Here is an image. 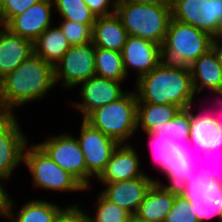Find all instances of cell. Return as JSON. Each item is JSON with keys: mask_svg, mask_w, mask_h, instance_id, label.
<instances>
[{"mask_svg": "<svg viewBox=\"0 0 222 222\" xmlns=\"http://www.w3.org/2000/svg\"><path fill=\"white\" fill-rule=\"evenodd\" d=\"M163 163L164 173L190 201V212L198 222L214 217L222 222V184L210 179L206 170L190 160L163 159Z\"/></svg>", "mask_w": 222, "mask_h": 222, "instance_id": "6da1fadb", "label": "cell"}, {"mask_svg": "<svg viewBox=\"0 0 222 222\" xmlns=\"http://www.w3.org/2000/svg\"><path fill=\"white\" fill-rule=\"evenodd\" d=\"M54 86V66L33 53L3 77L0 111L14 114L16 107L43 99Z\"/></svg>", "mask_w": 222, "mask_h": 222, "instance_id": "7a4b0ae2", "label": "cell"}, {"mask_svg": "<svg viewBox=\"0 0 222 222\" xmlns=\"http://www.w3.org/2000/svg\"><path fill=\"white\" fill-rule=\"evenodd\" d=\"M138 103L175 104L183 111L196 98L190 69L164 68L159 64L135 81Z\"/></svg>", "mask_w": 222, "mask_h": 222, "instance_id": "3957f363", "label": "cell"}, {"mask_svg": "<svg viewBox=\"0 0 222 222\" xmlns=\"http://www.w3.org/2000/svg\"><path fill=\"white\" fill-rule=\"evenodd\" d=\"M192 106L183 111L180 134L170 148L162 153V159L191 160L206 149H222V133L215 115L212 112L209 115L205 110L194 114V103Z\"/></svg>", "mask_w": 222, "mask_h": 222, "instance_id": "277c9868", "label": "cell"}, {"mask_svg": "<svg viewBox=\"0 0 222 222\" xmlns=\"http://www.w3.org/2000/svg\"><path fill=\"white\" fill-rule=\"evenodd\" d=\"M183 110L175 104L138 103L137 130L149 137L154 159L164 172L162 153L177 140L181 131Z\"/></svg>", "mask_w": 222, "mask_h": 222, "instance_id": "5b68a950", "label": "cell"}, {"mask_svg": "<svg viewBox=\"0 0 222 222\" xmlns=\"http://www.w3.org/2000/svg\"><path fill=\"white\" fill-rule=\"evenodd\" d=\"M212 46V37L198 28L171 18L159 47V65L164 68L190 69V65Z\"/></svg>", "mask_w": 222, "mask_h": 222, "instance_id": "8992f818", "label": "cell"}, {"mask_svg": "<svg viewBox=\"0 0 222 222\" xmlns=\"http://www.w3.org/2000/svg\"><path fill=\"white\" fill-rule=\"evenodd\" d=\"M115 13L122 21L128 35L161 45L165 39L170 20L171 8L118 0Z\"/></svg>", "mask_w": 222, "mask_h": 222, "instance_id": "52a82bcc", "label": "cell"}, {"mask_svg": "<svg viewBox=\"0 0 222 222\" xmlns=\"http://www.w3.org/2000/svg\"><path fill=\"white\" fill-rule=\"evenodd\" d=\"M137 106L135 90L127 91L116 101L93 110L84 120L118 144H129L137 132Z\"/></svg>", "mask_w": 222, "mask_h": 222, "instance_id": "ba28073f", "label": "cell"}, {"mask_svg": "<svg viewBox=\"0 0 222 222\" xmlns=\"http://www.w3.org/2000/svg\"><path fill=\"white\" fill-rule=\"evenodd\" d=\"M29 142L23 153L25 164L32 176V186L51 192L88 191L74 176L58 166L49 155L38 145ZM28 146V147H27Z\"/></svg>", "mask_w": 222, "mask_h": 222, "instance_id": "9c48e42d", "label": "cell"}, {"mask_svg": "<svg viewBox=\"0 0 222 222\" xmlns=\"http://www.w3.org/2000/svg\"><path fill=\"white\" fill-rule=\"evenodd\" d=\"M95 75V46L92 42L71 46L54 66L55 83L64 89L78 87Z\"/></svg>", "mask_w": 222, "mask_h": 222, "instance_id": "30bf717a", "label": "cell"}, {"mask_svg": "<svg viewBox=\"0 0 222 222\" xmlns=\"http://www.w3.org/2000/svg\"><path fill=\"white\" fill-rule=\"evenodd\" d=\"M80 134L76 137L82 150L86 165V188H91L90 179H97L106 167L114 149L119 145L102 131L92 127L84 119Z\"/></svg>", "mask_w": 222, "mask_h": 222, "instance_id": "8fae6325", "label": "cell"}, {"mask_svg": "<svg viewBox=\"0 0 222 222\" xmlns=\"http://www.w3.org/2000/svg\"><path fill=\"white\" fill-rule=\"evenodd\" d=\"M16 114L0 115V176L11 180L16 170L23 164V153L28 136L23 133Z\"/></svg>", "mask_w": 222, "mask_h": 222, "instance_id": "7c38bea8", "label": "cell"}, {"mask_svg": "<svg viewBox=\"0 0 222 222\" xmlns=\"http://www.w3.org/2000/svg\"><path fill=\"white\" fill-rule=\"evenodd\" d=\"M171 14L173 19L212 37L222 21V0H174Z\"/></svg>", "mask_w": 222, "mask_h": 222, "instance_id": "4fadbf2b", "label": "cell"}, {"mask_svg": "<svg viewBox=\"0 0 222 222\" xmlns=\"http://www.w3.org/2000/svg\"><path fill=\"white\" fill-rule=\"evenodd\" d=\"M37 143L63 170L69 172L86 188V165L76 137L61 133Z\"/></svg>", "mask_w": 222, "mask_h": 222, "instance_id": "5bb4252c", "label": "cell"}, {"mask_svg": "<svg viewBox=\"0 0 222 222\" xmlns=\"http://www.w3.org/2000/svg\"><path fill=\"white\" fill-rule=\"evenodd\" d=\"M124 82L113 79L92 76L80 83L81 102L72 103L77 111L81 112L85 119L93 110L107 105L121 98L127 91L122 90L121 84Z\"/></svg>", "mask_w": 222, "mask_h": 222, "instance_id": "9a60e30c", "label": "cell"}, {"mask_svg": "<svg viewBox=\"0 0 222 222\" xmlns=\"http://www.w3.org/2000/svg\"><path fill=\"white\" fill-rule=\"evenodd\" d=\"M162 173L168 180V185L156 179L133 216L139 222H164L173 207L175 195L179 189L169 176Z\"/></svg>", "mask_w": 222, "mask_h": 222, "instance_id": "2e32d148", "label": "cell"}, {"mask_svg": "<svg viewBox=\"0 0 222 222\" xmlns=\"http://www.w3.org/2000/svg\"><path fill=\"white\" fill-rule=\"evenodd\" d=\"M155 181L145 173L142 177L131 180L101 183L105 188L100 193L134 216Z\"/></svg>", "mask_w": 222, "mask_h": 222, "instance_id": "e0dca14e", "label": "cell"}, {"mask_svg": "<svg viewBox=\"0 0 222 222\" xmlns=\"http://www.w3.org/2000/svg\"><path fill=\"white\" fill-rule=\"evenodd\" d=\"M53 1L40 0L15 16L5 27L20 37L34 42L39 35L53 24Z\"/></svg>", "mask_w": 222, "mask_h": 222, "instance_id": "ac0fdd59", "label": "cell"}, {"mask_svg": "<svg viewBox=\"0 0 222 222\" xmlns=\"http://www.w3.org/2000/svg\"><path fill=\"white\" fill-rule=\"evenodd\" d=\"M132 143L119 144L100 176L95 179L100 183L121 182L142 177L145 171L140 168V157Z\"/></svg>", "mask_w": 222, "mask_h": 222, "instance_id": "d6986e66", "label": "cell"}, {"mask_svg": "<svg viewBox=\"0 0 222 222\" xmlns=\"http://www.w3.org/2000/svg\"><path fill=\"white\" fill-rule=\"evenodd\" d=\"M159 47L160 45L149 40L128 35L121 51L127 77L129 69L136 71L135 81L154 69L159 64Z\"/></svg>", "mask_w": 222, "mask_h": 222, "instance_id": "ffe728a7", "label": "cell"}, {"mask_svg": "<svg viewBox=\"0 0 222 222\" xmlns=\"http://www.w3.org/2000/svg\"><path fill=\"white\" fill-rule=\"evenodd\" d=\"M34 53L33 42L0 25V74L4 77Z\"/></svg>", "mask_w": 222, "mask_h": 222, "instance_id": "44dd1931", "label": "cell"}, {"mask_svg": "<svg viewBox=\"0 0 222 222\" xmlns=\"http://www.w3.org/2000/svg\"><path fill=\"white\" fill-rule=\"evenodd\" d=\"M190 71L195 94L205 88L213 94L222 92V69L212 48L190 65Z\"/></svg>", "mask_w": 222, "mask_h": 222, "instance_id": "7402d4cb", "label": "cell"}, {"mask_svg": "<svg viewBox=\"0 0 222 222\" xmlns=\"http://www.w3.org/2000/svg\"><path fill=\"white\" fill-rule=\"evenodd\" d=\"M127 38L128 33L116 13L96 18L92 27V43L95 47L121 53Z\"/></svg>", "mask_w": 222, "mask_h": 222, "instance_id": "603a6c76", "label": "cell"}, {"mask_svg": "<svg viewBox=\"0 0 222 222\" xmlns=\"http://www.w3.org/2000/svg\"><path fill=\"white\" fill-rule=\"evenodd\" d=\"M48 200L32 198L15 211V202L12 199L6 222H54L58 212L63 208Z\"/></svg>", "mask_w": 222, "mask_h": 222, "instance_id": "cb8c5ba5", "label": "cell"}, {"mask_svg": "<svg viewBox=\"0 0 222 222\" xmlns=\"http://www.w3.org/2000/svg\"><path fill=\"white\" fill-rule=\"evenodd\" d=\"M56 25V26H55ZM53 23L33 42L34 53L55 66L71 47L59 25Z\"/></svg>", "mask_w": 222, "mask_h": 222, "instance_id": "d4e9b609", "label": "cell"}, {"mask_svg": "<svg viewBox=\"0 0 222 222\" xmlns=\"http://www.w3.org/2000/svg\"><path fill=\"white\" fill-rule=\"evenodd\" d=\"M96 76L126 81L127 74L124 69L122 54L117 51L95 47Z\"/></svg>", "mask_w": 222, "mask_h": 222, "instance_id": "484cf974", "label": "cell"}, {"mask_svg": "<svg viewBox=\"0 0 222 222\" xmlns=\"http://www.w3.org/2000/svg\"><path fill=\"white\" fill-rule=\"evenodd\" d=\"M54 12L62 20L94 24L96 15L90 10L84 0H52Z\"/></svg>", "mask_w": 222, "mask_h": 222, "instance_id": "4316f807", "label": "cell"}, {"mask_svg": "<svg viewBox=\"0 0 222 222\" xmlns=\"http://www.w3.org/2000/svg\"><path fill=\"white\" fill-rule=\"evenodd\" d=\"M94 206L95 216L87 210L90 222H128L133 218L129 212L106 199L100 192Z\"/></svg>", "mask_w": 222, "mask_h": 222, "instance_id": "83f0119b", "label": "cell"}, {"mask_svg": "<svg viewBox=\"0 0 222 222\" xmlns=\"http://www.w3.org/2000/svg\"><path fill=\"white\" fill-rule=\"evenodd\" d=\"M71 46L83 45L92 42V27L94 24L60 20L58 24Z\"/></svg>", "mask_w": 222, "mask_h": 222, "instance_id": "f1b7e54d", "label": "cell"}, {"mask_svg": "<svg viewBox=\"0 0 222 222\" xmlns=\"http://www.w3.org/2000/svg\"><path fill=\"white\" fill-rule=\"evenodd\" d=\"M190 206V201L178 191L175 195L173 207L168 212L164 222H198L196 216L191 214Z\"/></svg>", "mask_w": 222, "mask_h": 222, "instance_id": "f546056e", "label": "cell"}, {"mask_svg": "<svg viewBox=\"0 0 222 222\" xmlns=\"http://www.w3.org/2000/svg\"><path fill=\"white\" fill-rule=\"evenodd\" d=\"M40 0H3L0 5V25L6 26L15 16L22 14Z\"/></svg>", "mask_w": 222, "mask_h": 222, "instance_id": "4dcf8cb0", "label": "cell"}, {"mask_svg": "<svg viewBox=\"0 0 222 222\" xmlns=\"http://www.w3.org/2000/svg\"><path fill=\"white\" fill-rule=\"evenodd\" d=\"M200 154H202L200 156ZM217 154V155H216ZM219 154V155H218ZM222 154V149H218V150H210V149H206L205 151H202L200 153H197V155H195L190 161L193 162L198 168L202 169V170H206L208 172V176L210 177V179L214 180L216 183H219V184H222V175H220L219 172H217V170H214V168L212 167L213 163H212V159L213 157H215V159H220L222 161V158H221V155ZM200 156V157H199ZM217 157V158H216ZM202 159L205 161H209L211 159V162H209L210 164V167L211 168H208V167H205L208 165V162H207V165L206 164H202ZM214 159V161H216ZM220 163V162H219ZM218 163V164H219ZM216 164V163H215ZM217 164V165H218ZM215 166V165H214ZM220 167L222 165H219ZM218 167V166H217ZM218 167V169L220 168ZM220 171V170H219Z\"/></svg>", "mask_w": 222, "mask_h": 222, "instance_id": "1f68e13d", "label": "cell"}, {"mask_svg": "<svg viewBox=\"0 0 222 222\" xmlns=\"http://www.w3.org/2000/svg\"><path fill=\"white\" fill-rule=\"evenodd\" d=\"M54 222H90L87 210L78 203L66 205L56 215Z\"/></svg>", "mask_w": 222, "mask_h": 222, "instance_id": "d6a6232c", "label": "cell"}, {"mask_svg": "<svg viewBox=\"0 0 222 222\" xmlns=\"http://www.w3.org/2000/svg\"><path fill=\"white\" fill-rule=\"evenodd\" d=\"M96 17L114 14L118 0H84Z\"/></svg>", "mask_w": 222, "mask_h": 222, "instance_id": "836d02e7", "label": "cell"}, {"mask_svg": "<svg viewBox=\"0 0 222 222\" xmlns=\"http://www.w3.org/2000/svg\"><path fill=\"white\" fill-rule=\"evenodd\" d=\"M7 180V178L0 176V218L2 217L1 219L5 220L7 219L12 200V197H10L11 194L8 193L4 186Z\"/></svg>", "mask_w": 222, "mask_h": 222, "instance_id": "e575fe53", "label": "cell"}, {"mask_svg": "<svg viewBox=\"0 0 222 222\" xmlns=\"http://www.w3.org/2000/svg\"><path fill=\"white\" fill-rule=\"evenodd\" d=\"M128 1L140 4L160 5L171 8L174 0H128Z\"/></svg>", "mask_w": 222, "mask_h": 222, "instance_id": "d590c367", "label": "cell"}, {"mask_svg": "<svg viewBox=\"0 0 222 222\" xmlns=\"http://www.w3.org/2000/svg\"><path fill=\"white\" fill-rule=\"evenodd\" d=\"M212 45L222 46V21L219 23L215 34L212 36Z\"/></svg>", "mask_w": 222, "mask_h": 222, "instance_id": "8d00e7d4", "label": "cell"}, {"mask_svg": "<svg viewBox=\"0 0 222 222\" xmlns=\"http://www.w3.org/2000/svg\"><path fill=\"white\" fill-rule=\"evenodd\" d=\"M211 48L214 50L222 69V46L212 45Z\"/></svg>", "mask_w": 222, "mask_h": 222, "instance_id": "74e56055", "label": "cell"}, {"mask_svg": "<svg viewBox=\"0 0 222 222\" xmlns=\"http://www.w3.org/2000/svg\"><path fill=\"white\" fill-rule=\"evenodd\" d=\"M216 96H221L222 97V92L221 93H217ZM216 120H217V124H218V128L220 129L221 133H222V120L220 118H217L215 116Z\"/></svg>", "mask_w": 222, "mask_h": 222, "instance_id": "f35d334b", "label": "cell"}, {"mask_svg": "<svg viewBox=\"0 0 222 222\" xmlns=\"http://www.w3.org/2000/svg\"><path fill=\"white\" fill-rule=\"evenodd\" d=\"M2 86H3V76L0 74V96H1Z\"/></svg>", "mask_w": 222, "mask_h": 222, "instance_id": "ab89813d", "label": "cell"}, {"mask_svg": "<svg viewBox=\"0 0 222 222\" xmlns=\"http://www.w3.org/2000/svg\"><path fill=\"white\" fill-rule=\"evenodd\" d=\"M128 222H139L138 220H136L134 217L131 218Z\"/></svg>", "mask_w": 222, "mask_h": 222, "instance_id": "60d3db41", "label": "cell"}]
</instances>
